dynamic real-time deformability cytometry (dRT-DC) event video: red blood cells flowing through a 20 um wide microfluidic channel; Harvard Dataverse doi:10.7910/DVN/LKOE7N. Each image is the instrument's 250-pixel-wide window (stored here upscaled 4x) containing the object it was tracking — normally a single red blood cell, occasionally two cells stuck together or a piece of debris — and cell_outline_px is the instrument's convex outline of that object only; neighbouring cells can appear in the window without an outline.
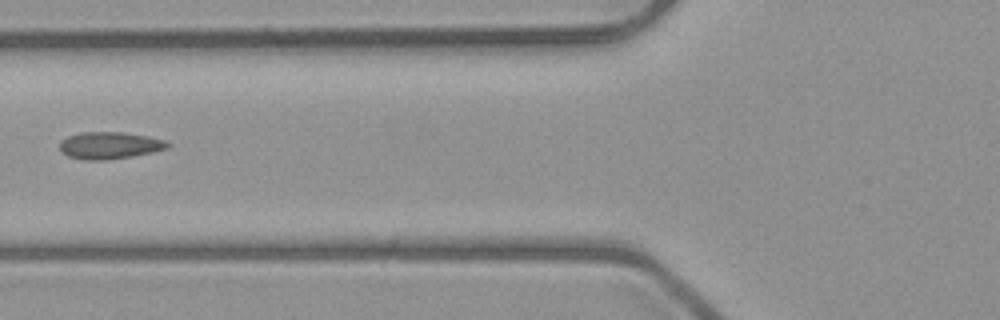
{"species": "common noctule bat (a hibernating species)", "species_latin": "Nyctalus noctula", "temperature_condition": "room temperature", "stored_images_in_passage": 5, "camera_frame_rate_fps": 3000, "um_per_image_px": 0.085, "animal": {"sex": "male", "body_mass_g": 23.1, "forearm_length_mm": 52.7}, "frame": {"image": 1, "passage_image": 3, "time_ms": 2.333, "image_size_px": [1000, 320], "cell_outline_px": [[172, 144], [168, 148], [152, 152], [132, 156], [104, 160], [84, 160], [68, 156], [60, 152], [60, 140], [68, 136], [84, 132], [124, 132], [148, 136], [164, 140]], "centroid_in_image_um": [9.31, 12.36], "position_along_channel_um": 116.5, "area_um2": 17.05}}
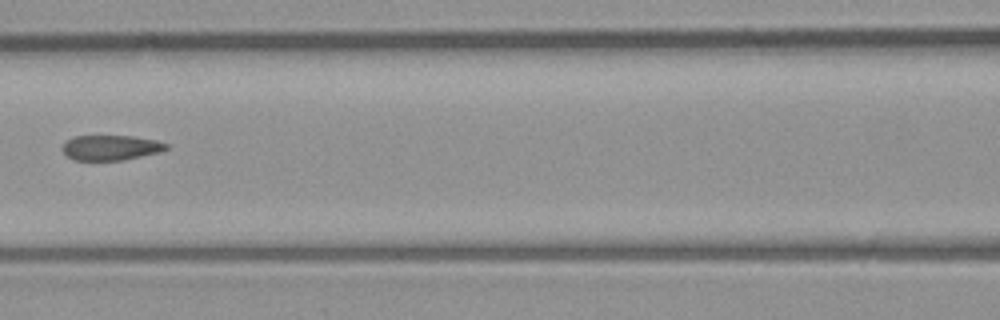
{"frame": {"image": 2, "passage_image": 4, "time_ms": 3.333, "image_size_px": [1000, 320], "cell_outline_px": [[168, 148], [160, 152], [124, 160], [72, 160], [64, 152], [64, 144], [68, 140], [76, 136], [132, 136], [156, 140], [168, 144]], "centroid_in_image_um": [9.46, 12.55], "position_along_channel_um": 157.1, "area_um2": 15.03}}
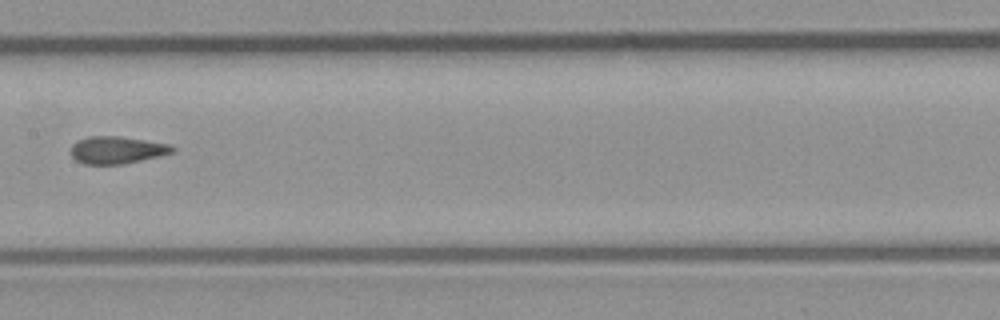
{"frame": {"image": 3, "passage_image": 5, "time_ms": 4.333, "image_size_px": [1000, 320], "cell_outline_px": [[176, 148], [172, 152], [140, 160], [120, 164], [84, 164], [76, 160], [72, 156], [72, 144], [76, 140], [88, 136], [120, 136], [172, 144]], "centroid_in_image_um": [9.92, 12.73], "position_along_channel_um": 197.5, "area_um2": 16.07}}